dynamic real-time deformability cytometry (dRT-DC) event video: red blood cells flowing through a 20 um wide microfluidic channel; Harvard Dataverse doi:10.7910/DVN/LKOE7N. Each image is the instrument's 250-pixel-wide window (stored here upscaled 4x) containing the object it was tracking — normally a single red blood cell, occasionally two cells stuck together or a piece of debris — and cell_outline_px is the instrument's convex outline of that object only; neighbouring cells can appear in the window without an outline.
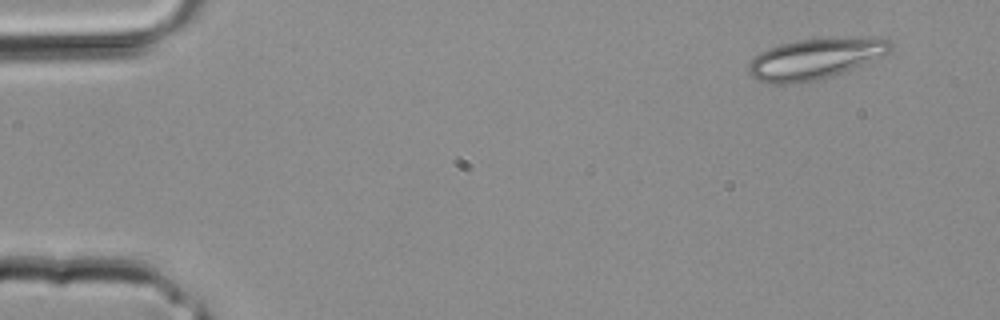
{"species": "common noctule bat (a hibernating species)", "species_latin": "Nyctalus noctula", "temperature_condition": "room temperature", "stored_images_in_passage": 4, "camera_frame_rate_fps": 3000, "um_per_image_px": 0.085, "animal": {"sex": "male", "body_mass_g": 20.4}, "frame": {"image": 1, "passage_image": 1, "time_ms": 0.0, "image_size_px": [1000, 320], "cell_outline_px": [[892, 48], [888, 52], [832, 76], [816, 80], [792, 84], [768, 84], [756, 80], [748, 72], [748, 64], [760, 52], [768, 48], [780, 44], [796, 40], [868, 36], [880, 36], [892, 40]], "centroid_in_image_um": [69.27, 4.98], "position_along_channel_um": 15.7, "area_um2": 33.7}}